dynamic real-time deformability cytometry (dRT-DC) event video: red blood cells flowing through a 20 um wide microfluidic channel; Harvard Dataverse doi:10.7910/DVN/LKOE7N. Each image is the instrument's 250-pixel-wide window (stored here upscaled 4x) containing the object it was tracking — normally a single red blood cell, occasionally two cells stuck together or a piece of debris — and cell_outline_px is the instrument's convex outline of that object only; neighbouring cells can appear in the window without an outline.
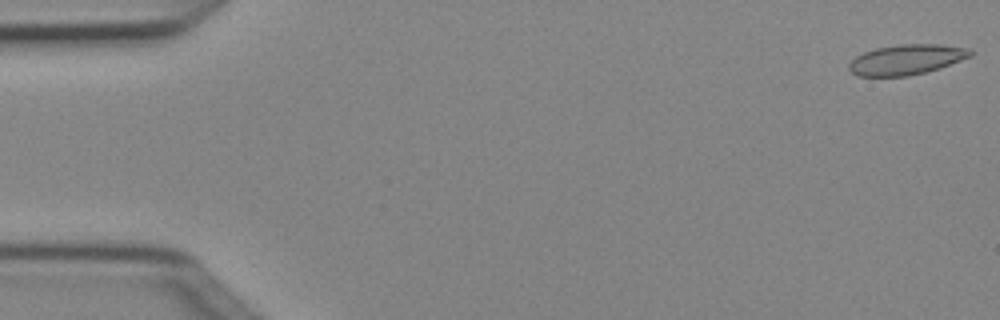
{"species": "Egyptian fruit bat (a non-hibernating species)", "species_latin": "Rousettus aegyptiacus", "temperature_condition": "cold", "stored_images_in_passage": 7, "camera_frame_rate_fps": 3000, "um_per_image_px": 0.085, "animal": {"sex": "female"}, "frame": {"image": 1, "passage_image": 1, "time_ms": 0.0, "image_size_px": [1000, 320], "cell_outline_px": [[972, 56], [940, 68], [908, 76], [856, 76], [848, 68], [848, 64], [856, 56], [864, 52], [876, 48], [900, 44], [940, 44], [972, 48]], "centroid_in_image_um": [77.07, 5.06], "position_along_channel_um": 7.9, "area_um2": 21.44}}
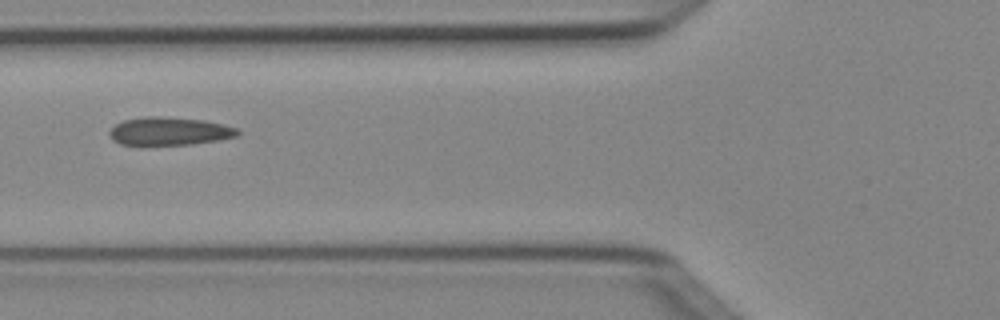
{"frame": {"image": 2, "passage_image": 6, "time_ms": 1.667, "image_size_px": [1000, 320], "cell_outline_px": [[240, 132], [236, 136], [220, 140], [192, 144], [120, 144], [112, 140], [108, 132], [116, 124], [124, 120], [148, 116], [164, 116], [204, 120], [224, 124], [236, 128]], "centroid_in_image_um": [14.41, 11.14], "position_along_channel_um": 111.4, "area_um2": 20.87}}
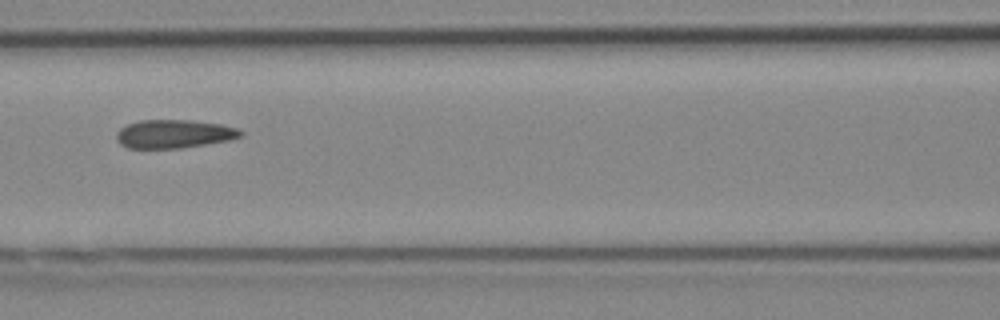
{"frame": {"image": 3, "passage_image": 7, "time_ms": 2.0, "image_size_px": [1000, 320], "cell_outline_px": [[244, 136], [232, 140], [180, 148], [128, 148], [120, 144], [116, 140], [116, 132], [120, 128], [128, 124], [140, 120], [192, 120], [220, 124], [236, 128], [244, 132]], "centroid_in_image_um": [14.81, 11.38], "position_along_channel_um": 151.8, "area_um2": 20.75}}